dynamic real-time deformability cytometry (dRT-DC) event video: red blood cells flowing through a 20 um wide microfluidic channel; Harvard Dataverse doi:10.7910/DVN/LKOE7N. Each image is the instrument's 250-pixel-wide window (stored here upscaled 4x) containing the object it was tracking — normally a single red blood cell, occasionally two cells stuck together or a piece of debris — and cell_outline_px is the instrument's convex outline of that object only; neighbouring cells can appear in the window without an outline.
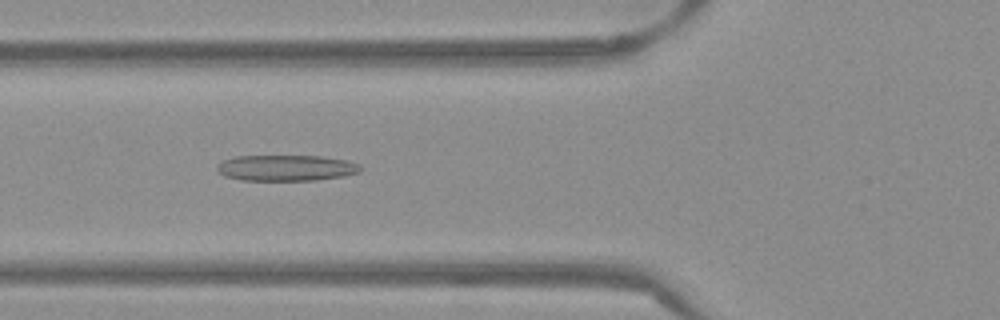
{"species": "Egyptian fruit bat (a non-hibernating species)", "species_latin": "Rousettus aegyptiacus", "temperature_condition": "warm", "stored_images_in_passage": 53, "camera_frame_rate_fps": 3000, "um_per_image_px": 0.085, "frame": {"image": 1, "passage_image": 20, "time_ms": 6.333, "image_size_px": [1000, 320], "cell_outline_px": [[360, 172], [344, 176], [316, 180], [240, 180], [224, 176], [216, 168], [216, 164], [232, 156], [324, 156], [348, 160], [360, 164]], "centroid_in_image_um": [24.32, 14.27], "position_along_channel_um": 101.5, "area_um2": 21.85}}
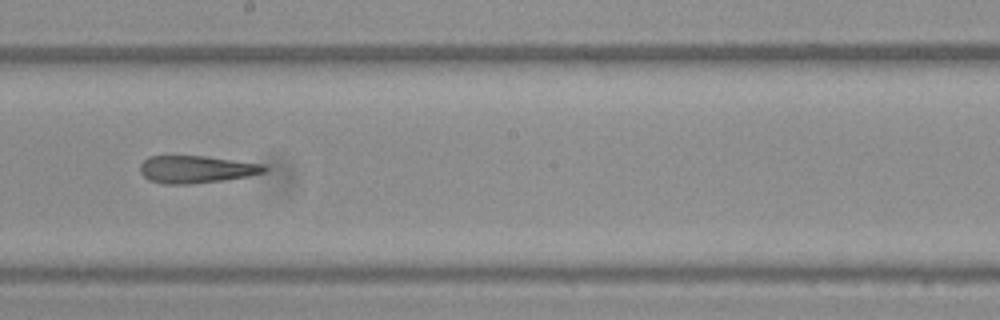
{"frame": {"image": 2, "passage_image": 30, "time_ms": 9.667, "image_size_px": [1000, 320], "cell_outline_px": [[268, 168], [264, 172], [248, 176], [224, 180], [188, 184], [164, 184], [148, 180], [140, 172], [140, 164], [148, 156], [208, 156], [264, 164]], "centroid_in_image_um": [16.68, 14.39], "position_along_channel_um": 231.5, "area_um2": 19.94}}
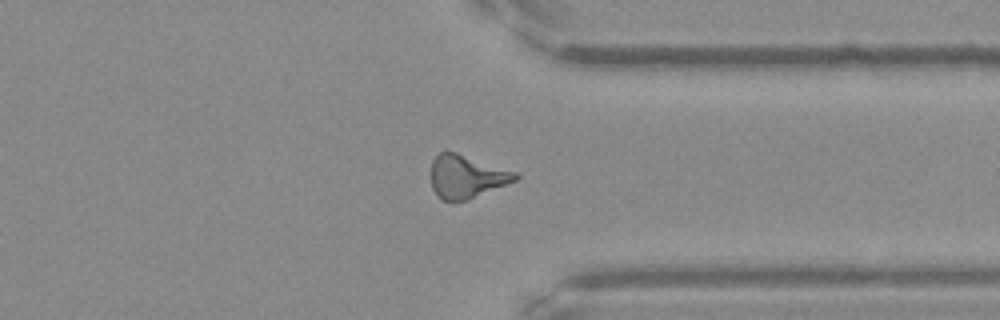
{"frame": {"image": 3, "passage_image": 41, "time_ms": 13.333, "image_size_px": [1000, 320], "cell_outline_px": [[520, 176], [516, 180], [468, 200], [452, 204], [440, 200], [432, 188], [432, 160], [440, 152], [456, 152], [516, 172]], "centroid_in_image_um": [39.63, 15.05], "position_along_channel_um": 371.8, "area_um2": 21.27}, "authors_computed_cell_mechanics": {"area_um2": 20.7502, "velocity_mm_per_s": 3.8885, "shape_relaxation_time_tau1_ms": null, "shape_relaxation_time_tau2_ms": 7.8026, "deformation_change_tau1": null, "deformation_change_tau2": 0.2785}}